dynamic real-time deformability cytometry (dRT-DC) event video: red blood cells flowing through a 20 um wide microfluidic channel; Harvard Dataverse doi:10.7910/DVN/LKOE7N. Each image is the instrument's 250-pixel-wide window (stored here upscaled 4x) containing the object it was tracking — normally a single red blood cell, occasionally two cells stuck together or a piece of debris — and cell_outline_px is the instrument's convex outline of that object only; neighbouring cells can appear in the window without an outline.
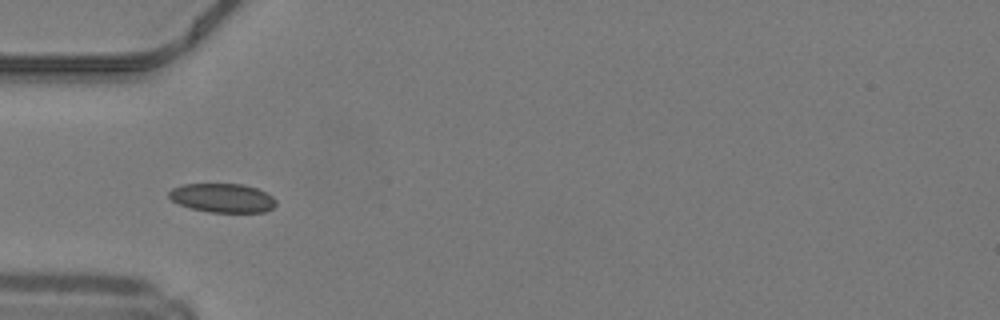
{"species": "common noctule bat (a hibernating species)", "species_latin": "Nyctalus noctula", "temperature_condition": "warm", "stored_images_in_passage": 35, "camera_frame_rate_fps": 3000, "um_per_image_px": 0.085, "animal": {"sex": "male", "body_mass_g": 19.2, "forearm_length_mm": 51.8}, "frame": {"image": 1, "passage_image": 6, "time_ms": 1.667, "image_size_px": [1000, 320], "cell_outline_px": [[276, 204], [272, 208], [264, 212], [208, 212], [192, 208], [180, 204], [172, 200], [168, 196], [168, 192], [172, 188], [184, 184], [244, 184], [256, 188], [272, 196], [276, 200]], "centroid_in_image_um": [18.91, 16.82], "position_along_channel_um": 66.1, "area_um2": 17.98}}
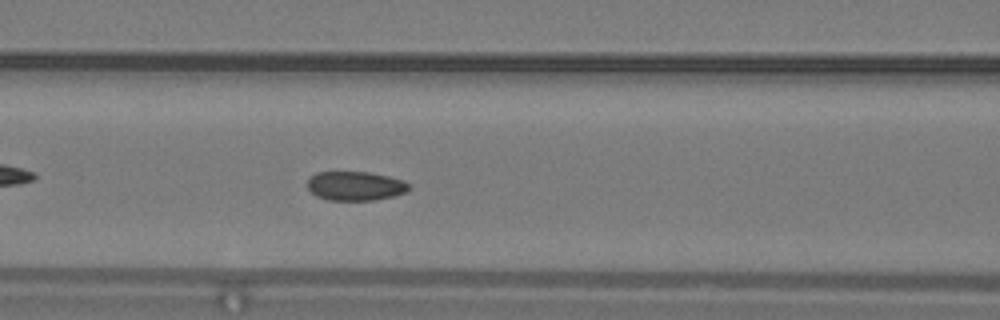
{"frame": {"image": 2, "passage_image": 11, "time_ms": 3.333, "image_size_px": [1000, 320], "cell_outline_px": [[412, 188], [396, 196], [376, 200], [328, 200], [316, 196], [308, 188], [308, 180], [316, 172], [368, 172], [388, 176], [404, 180]], "centroid_in_image_um": [30.23, 15.81], "position_along_channel_um": 136.4, "area_um2": 17.28}, "authors_computed_cell_mechanics": {"area_um2": 17.8602, "velocity_mm_per_s": 4.2217, "shape_relaxation_time_tau1_ms": 9.077, "shape_relaxation_time_tau2_ms": 1.1127, "deformation_change_tau1": 0.1077, "deformation_change_tau2": 0.0507}}